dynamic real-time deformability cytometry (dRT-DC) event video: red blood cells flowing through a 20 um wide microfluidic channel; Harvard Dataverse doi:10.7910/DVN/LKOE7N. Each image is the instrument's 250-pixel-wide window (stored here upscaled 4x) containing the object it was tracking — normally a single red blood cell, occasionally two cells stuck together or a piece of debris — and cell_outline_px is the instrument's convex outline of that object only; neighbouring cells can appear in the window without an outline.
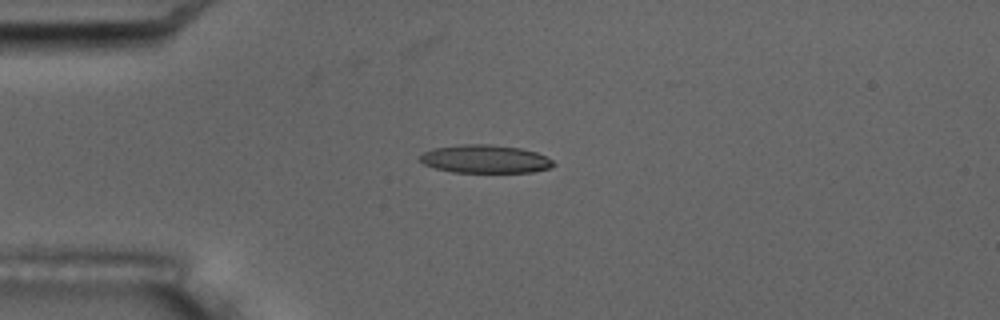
{"species": "common noctule bat (a hibernating species)", "species_latin": "Nyctalus noctula", "temperature_condition": "room temperature", "stored_images_in_passage": 15, "camera_frame_rate_fps": 3000, "um_per_image_px": 0.085, "animal": {"sex": "male", "body_mass_g": 17.5, "forearm_length_mm": 52.3}, "frame": {"image": 1, "passage_image": 3, "time_ms": 2.333, "image_size_px": [1000, 320], "cell_outline_px": [[556, 164], [548, 168], [532, 172], [452, 172], [436, 168], [424, 164], [420, 160], [420, 156], [424, 152], [432, 148], [464, 144], [488, 144], [520, 148], [536, 152], [552, 160]], "centroid_in_image_um": [41.23, 13.51], "position_along_channel_um": 43.8, "area_um2": 21.73}}
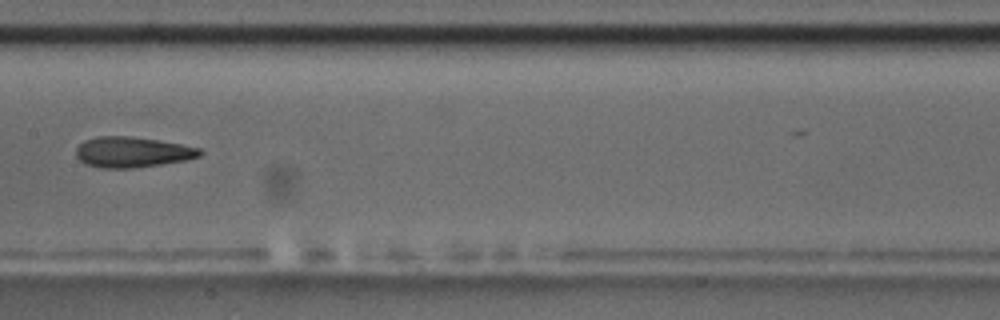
{"frame": {"image": 2, "passage_image": 7, "time_ms": 7.333, "image_size_px": [1000, 320], "cell_outline_px": [[204, 152], [200, 156], [188, 160], [132, 168], [100, 168], [84, 164], [76, 156], [76, 148], [84, 140], [96, 136], [128, 136], [156, 140], [180, 144], [200, 148]], "centroid_in_image_um": [11.23, 12.93], "position_along_channel_um": 196.2, "area_um2": 22.08}, "authors_computed_cell_mechanics": {"area_um2": 21.7328, "velocity_mm_per_s": 3.4702, "shape_relaxation_time_tau1_ms": 3.9429, "shape_relaxation_time_tau2_ms": 1.7148, "deformation_change_tau1": 0.155, "deformation_change_tau2": 0.1138}}